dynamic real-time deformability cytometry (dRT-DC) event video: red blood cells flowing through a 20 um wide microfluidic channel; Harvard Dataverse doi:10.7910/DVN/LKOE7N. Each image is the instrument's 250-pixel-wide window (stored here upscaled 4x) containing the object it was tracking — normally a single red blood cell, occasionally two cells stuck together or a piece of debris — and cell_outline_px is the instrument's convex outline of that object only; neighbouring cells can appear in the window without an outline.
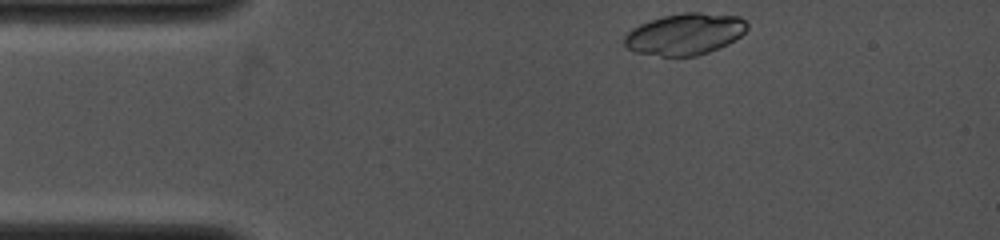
{"species": "common noctule bat (a hibernating species)", "species_latin": "Nyctalus noctula", "temperature_condition": "cold", "stored_images_in_passage": 10, "camera_frame_rate_fps": 4000, "um_per_image_px": 0.085, "animal": {"sex": "female", "body_mass_g": 19.0, "forearm_length_mm": 53.3}, "frame": {"image": 1, "passage_image": 1, "time_ms": 0.0, "image_size_px": [1000, 240], "cell_outline_px": [[748, 28], [740, 36], [728, 44], [720, 48], [696, 56], [660, 56], [636, 52], [624, 48], [624, 36], [632, 28], [640, 24], [664, 16], [684, 12], [700, 12], [740, 16], [748, 24]], "centroid_in_image_um": [58.22, 2.9], "position_along_channel_um": 26.8, "area_um2": 29.82}}